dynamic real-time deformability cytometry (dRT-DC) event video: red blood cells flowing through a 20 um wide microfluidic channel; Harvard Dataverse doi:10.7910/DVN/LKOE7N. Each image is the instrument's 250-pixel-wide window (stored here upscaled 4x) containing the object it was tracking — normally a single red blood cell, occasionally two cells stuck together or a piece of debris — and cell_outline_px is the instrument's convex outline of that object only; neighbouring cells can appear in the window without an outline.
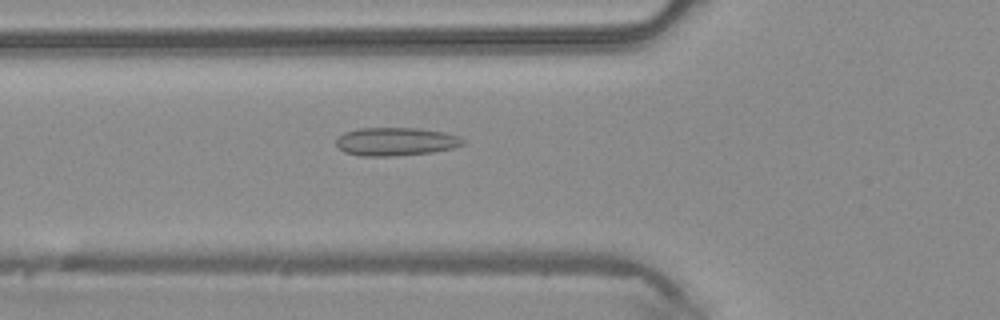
{"species": "common noctule bat (a hibernating species)", "species_latin": "Nyctalus noctula", "temperature_condition": "warm", "stored_images_in_passage": 32, "camera_frame_rate_fps": 3000, "um_per_image_px": 0.085, "animal": {"sex": "male", "body_mass_g": 20.4}, "frame": {"image": 1, "passage_image": 2, "time_ms": 0.333, "image_size_px": [1000, 320], "cell_outline_px": [[468, 140], [464, 144], [452, 148], [432, 152], [392, 156], [360, 156], [344, 152], [336, 144], [336, 140], [344, 132], [360, 128], [420, 128], [444, 132], [460, 136]], "centroid_in_image_um": [33.68, 12.03], "position_along_channel_um": 92.1, "area_um2": 20.98}}
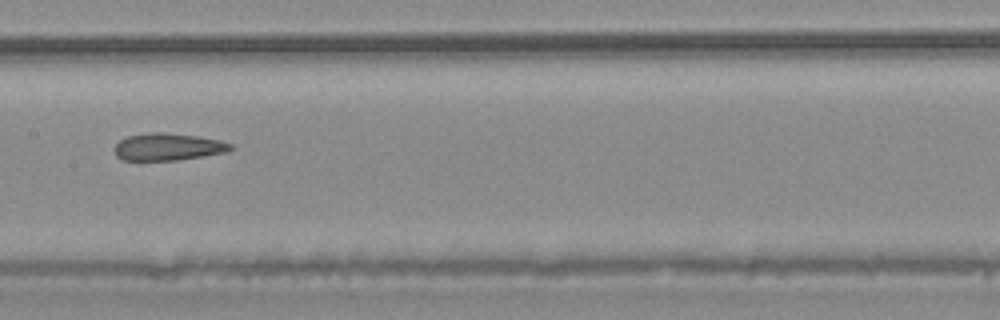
{"frame": {"image": 2, "passage_image": 9, "time_ms": 2.667, "image_size_px": [1000, 320], "cell_outline_px": [[236, 148], [228, 152], [176, 160], [124, 160], [116, 156], [112, 148], [120, 140], [128, 136], [148, 132], [160, 132], [196, 136], [220, 140], [232, 144]], "centroid_in_image_um": [14.28, 12.48], "position_along_channel_um": 193.1, "area_um2": 18.5}}
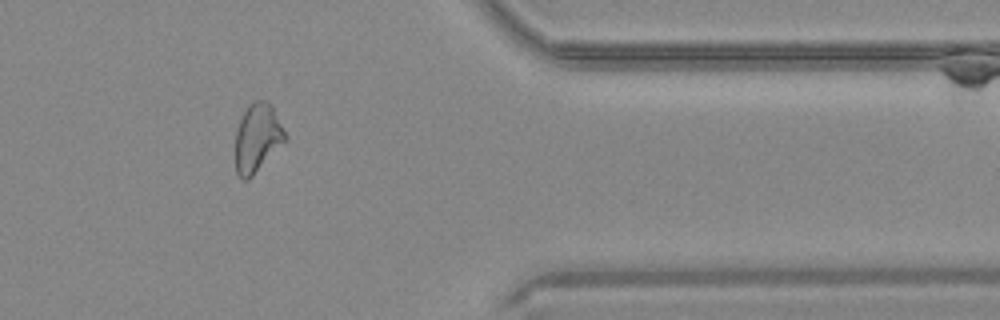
{"frame": {"image": 3, "passage_image": 24, "time_ms": 7.667, "image_size_px": [1000, 320], "cell_outline_px": [[288, 136], [252, 176], [248, 180], [240, 180], [236, 172], [236, 132], [240, 120], [248, 104], [256, 100], [264, 100], [272, 104]], "centroid_in_image_um": [21.87, 11.69], "position_along_channel_um": 389.5, "area_um2": 19.65}}